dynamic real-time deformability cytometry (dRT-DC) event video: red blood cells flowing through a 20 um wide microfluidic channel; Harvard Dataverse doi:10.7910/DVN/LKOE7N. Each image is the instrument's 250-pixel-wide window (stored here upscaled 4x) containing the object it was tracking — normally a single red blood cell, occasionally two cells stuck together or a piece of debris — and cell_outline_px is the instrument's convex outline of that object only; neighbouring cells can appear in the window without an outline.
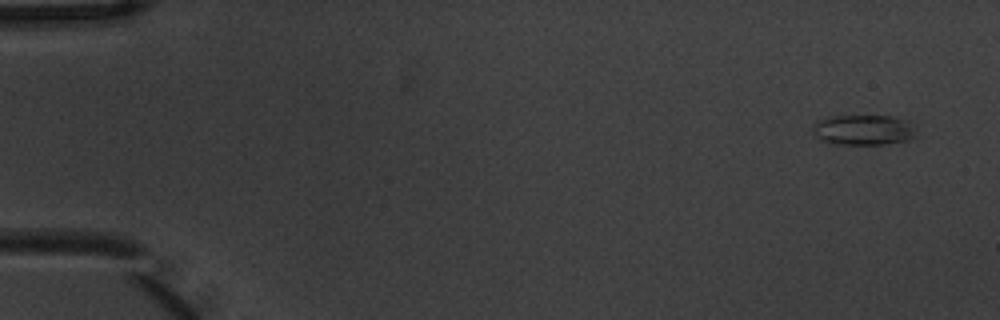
{"species": "common noctule bat (a hibernating species)", "species_latin": "Nyctalus noctula", "temperature_condition": "warm", "stored_images_in_passage": 4, "camera_frame_rate_fps": 3000, "um_per_image_px": 0.085, "animal": {"sex": "male", "body_mass_g": 20.1, "forearm_length_mm": 53.5}, "frame": {"image": 1, "passage_image": 1, "time_ms": 0.0, "image_size_px": [1000, 320], "cell_outline_px": [[920, 136], [908, 140], [888, 144], [828, 144], [820, 140], [816, 136], [812, 128], [816, 120], [828, 116], [892, 116], [908, 120], [916, 128]], "centroid_in_image_um": [73.44, 11.05], "position_along_channel_um": 11.6, "area_um2": 18.84}}